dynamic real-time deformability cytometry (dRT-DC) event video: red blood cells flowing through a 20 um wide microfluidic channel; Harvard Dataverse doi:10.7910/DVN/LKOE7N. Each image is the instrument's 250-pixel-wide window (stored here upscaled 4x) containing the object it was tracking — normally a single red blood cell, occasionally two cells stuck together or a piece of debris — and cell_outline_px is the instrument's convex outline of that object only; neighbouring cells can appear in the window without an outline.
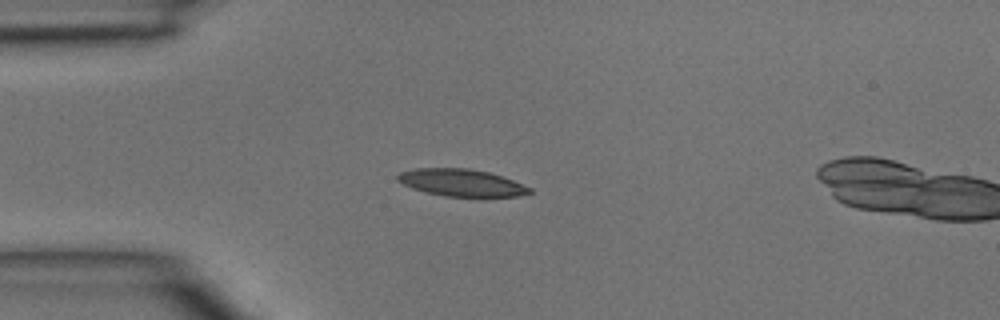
{"species": "common noctule bat (a hibernating species)", "species_latin": "Nyctalus noctula", "temperature_condition": "room temperature", "stored_images_in_passage": 3, "camera_frame_rate_fps": 3000, "um_per_image_px": 0.085, "animal": {"sex": "male", "body_mass_g": 15.6}, "frame": {"image": 1, "passage_image": 2, "time_ms": 0.333, "image_size_px": [1000, 320], "cell_outline_px": [[532, 192], [520, 196], [444, 196], [424, 192], [412, 188], [396, 180], [396, 176], [400, 172], [412, 168], [468, 168], [488, 172], [512, 180], [532, 188]], "centroid_in_image_um": [39.18, 15.52], "position_along_channel_um": 45.8, "area_um2": 20.81}}